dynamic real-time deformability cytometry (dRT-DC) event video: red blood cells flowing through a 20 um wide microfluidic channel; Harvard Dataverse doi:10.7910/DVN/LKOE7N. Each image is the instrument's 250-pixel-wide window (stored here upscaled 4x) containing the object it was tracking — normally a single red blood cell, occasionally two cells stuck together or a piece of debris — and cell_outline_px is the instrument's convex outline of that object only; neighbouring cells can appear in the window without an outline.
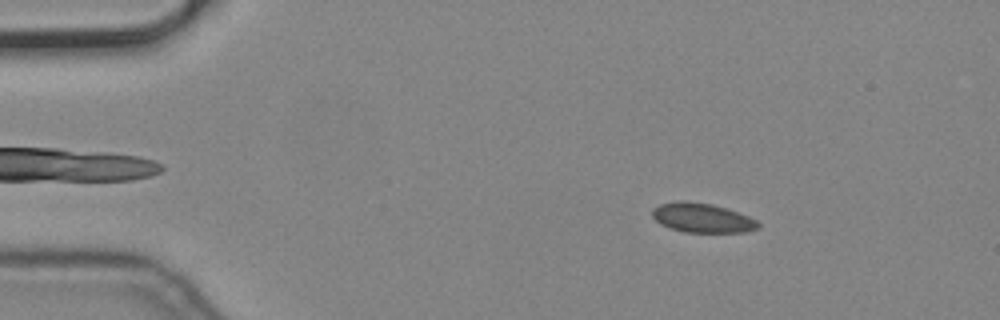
{"species": "common noctule bat (a hibernating species)", "species_latin": "Nyctalus noctula", "temperature_condition": "cold", "stored_images_in_passage": 5, "camera_frame_rate_fps": 3000, "um_per_image_px": 0.085, "animal": {"sex": "male", "body_mass_g": 19.2, "forearm_length_mm": 51.8}, "frame": {"image": 1, "passage_image": 2, "time_ms": 0.333, "image_size_px": [1000, 320], "cell_outline_px": [[760, 228], [744, 232], [684, 232], [668, 228], [660, 224], [652, 216], [652, 208], [660, 204], [676, 200], [684, 200], [712, 204], [748, 216], [756, 220], [760, 224]], "centroid_in_image_um": [59.64, 18.52], "position_along_channel_um": 25.4, "area_um2": 18.21}}
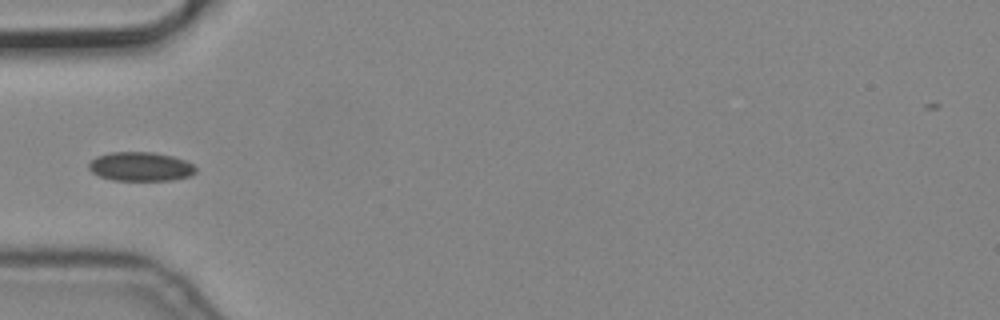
{"frame": {"image": 2, "passage_image": 5, "time_ms": 1.333, "image_size_px": [1000, 320], "cell_outline_px": [[196, 172], [188, 176], [172, 180], [112, 180], [100, 176], [92, 172], [88, 168], [88, 164], [96, 156], [108, 152], [152, 152], [172, 156], [184, 160], [192, 164], [196, 168]], "centroid_in_image_um": [11.92, 14.15], "position_along_channel_um": 73.1, "area_um2": 18.03}}